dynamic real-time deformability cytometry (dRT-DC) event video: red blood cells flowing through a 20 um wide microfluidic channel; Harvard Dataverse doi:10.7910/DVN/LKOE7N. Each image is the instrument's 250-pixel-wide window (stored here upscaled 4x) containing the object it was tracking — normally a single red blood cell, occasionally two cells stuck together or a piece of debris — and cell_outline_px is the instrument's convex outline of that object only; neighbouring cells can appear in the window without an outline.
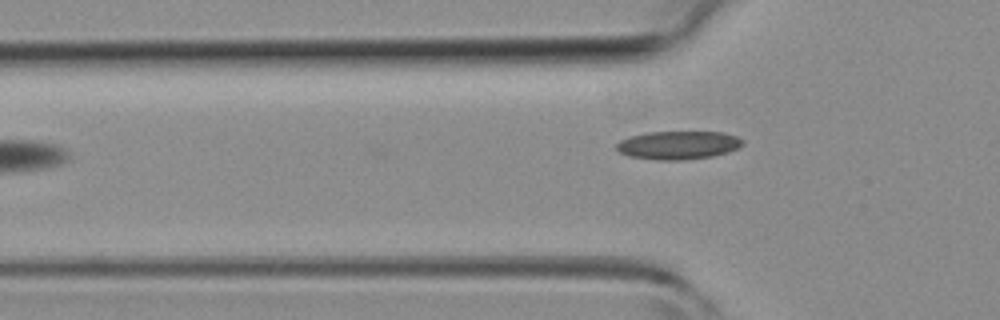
{"species": "common noctule bat (a hibernating species)", "species_latin": "Nyctalus noctula", "temperature_condition": "room temperature", "stored_images_in_passage": 2, "camera_frame_rate_fps": 3000, "um_per_image_px": 0.085, "animal": {"sex": "female", "body_mass_g": 19.3, "forearm_length_mm": 54.1}, "frame": {"image": 1, "passage_image": 2, "time_ms": 1.333, "image_size_px": [1000, 320], "cell_outline_px": [[744, 144], [728, 152], [712, 156], [684, 160], [656, 160], [628, 156], [620, 152], [616, 148], [616, 144], [620, 140], [632, 136], [648, 132], [724, 132], [736, 136], [744, 140]], "centroid_in_image_um": [57.66, 12.34], "position_along_channel_um": 68.1, "area_um2": 20.81}}